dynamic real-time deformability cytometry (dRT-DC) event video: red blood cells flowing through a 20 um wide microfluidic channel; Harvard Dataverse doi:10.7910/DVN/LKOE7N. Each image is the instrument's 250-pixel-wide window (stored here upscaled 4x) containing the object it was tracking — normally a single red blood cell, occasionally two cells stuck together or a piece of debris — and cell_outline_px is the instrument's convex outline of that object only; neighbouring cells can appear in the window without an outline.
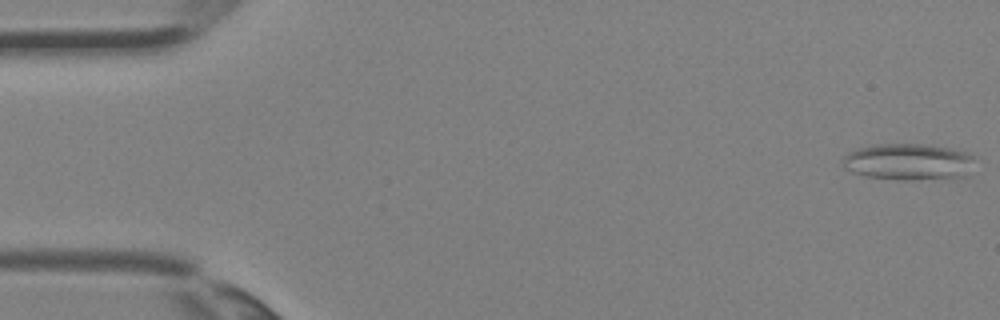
{"species": "Egyptian fruit bat (a non-hibernating species)", "species_latin": "Rousettus aegyptiacus", "temperature_condition": "room temperature", "stored_images_in_passage": 4, "camera_frame_rate_fps": 3000, "um_per_image_px": 0.085, "animal": {"sex": "female"}, "frame": {"image": 1, "passage_image": 1, "time_ms": 0.0, "image_size_px": [1000, 320], "cell_outline_px": [[972, 156], [968, 176], [952, 180], [896, 180], [864, 176], [852, 172], [844, 168], [844, 156], [848, 152], [856, 148], [876, 144], [920, 144], [952, 148], [964, 152]], "centroid_in_image_um": [77.22, 13.79], "position_along_channel_um": 7.8, "area_um2": 28.61}}